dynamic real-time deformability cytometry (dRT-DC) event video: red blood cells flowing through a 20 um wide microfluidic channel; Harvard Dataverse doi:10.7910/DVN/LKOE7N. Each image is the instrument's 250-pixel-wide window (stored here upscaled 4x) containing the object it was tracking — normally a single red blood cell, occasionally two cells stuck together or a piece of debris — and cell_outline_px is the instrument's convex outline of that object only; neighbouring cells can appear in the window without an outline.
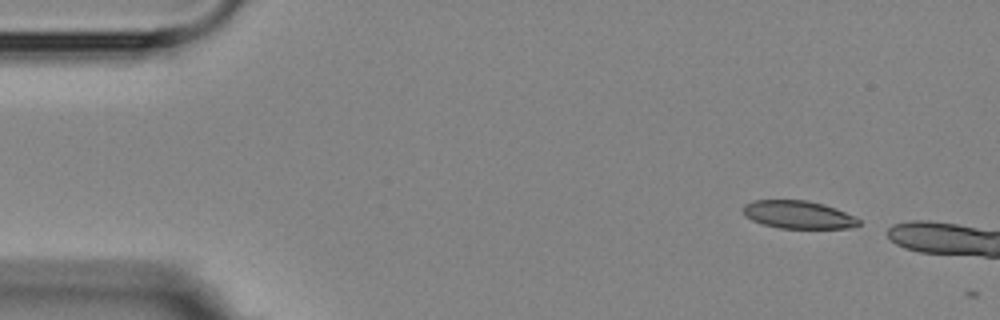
{"species": "Egyptian fruit bat (a non-hibernating species)", "species_latin": "Rousettus aegyptiacus", "temperature_condition": "room temperature", "stored_images_in_passage": 3, "camera_frame_rate_fps": 3000, "um_per_image_px": 0.085, "animal": {"sex": "female"}, "frame": {"image": 1, "passage_image": 1, "time_ms": 0.0, "image_size_px": [1000, 320], "cell_outline_px": [[860, 224], [848, 228], [780, 228], [764, 224], [752, 220], [744, 216], [744, 204], [756, 200], [808, 200], [824, 204], [836, 208], [860, 220]], "centroid_in_image_um": [67.84, 18.24], "position_along_channel_um": 17.2, "area_um2": 18.61}}